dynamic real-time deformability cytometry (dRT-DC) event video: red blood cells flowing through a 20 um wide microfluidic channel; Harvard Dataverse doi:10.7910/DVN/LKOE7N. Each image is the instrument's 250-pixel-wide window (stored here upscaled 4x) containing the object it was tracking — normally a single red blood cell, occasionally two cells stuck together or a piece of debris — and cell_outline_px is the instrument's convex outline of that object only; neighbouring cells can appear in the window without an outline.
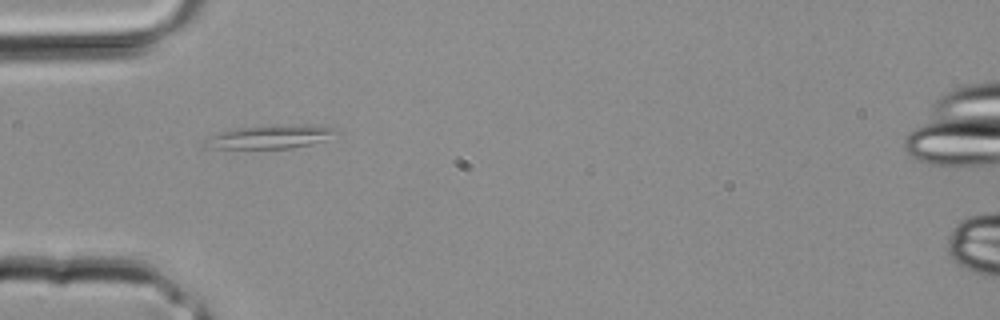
{"species": "common noctule bat (a hibernating species)", "species_latin": "Nyctalus noctula", "temperature_condition": "room temperature", "stored_images_in_passage": 2, "camera_frame_rate_fps": 3000, "um_per_image_px": 0.085, "animal": {"sex": "male", "body_mass_g": 20.4}, "frame": {"image": 1, "passage_image": 2, "time_ms": 0.333, "image_size_px": [1000, 320], "cell_outline_px": [[340, 132], [324, 140], [312, 144], [292, 148], [204, 148], [204, 144], [212, 136], [236, 128], [276, 124], [308, 124], [336, 128]], "centroid_in_image_um": [23.07, 11.61], "position_along_channel_um": 61.9, "area_um2": 17.92}}